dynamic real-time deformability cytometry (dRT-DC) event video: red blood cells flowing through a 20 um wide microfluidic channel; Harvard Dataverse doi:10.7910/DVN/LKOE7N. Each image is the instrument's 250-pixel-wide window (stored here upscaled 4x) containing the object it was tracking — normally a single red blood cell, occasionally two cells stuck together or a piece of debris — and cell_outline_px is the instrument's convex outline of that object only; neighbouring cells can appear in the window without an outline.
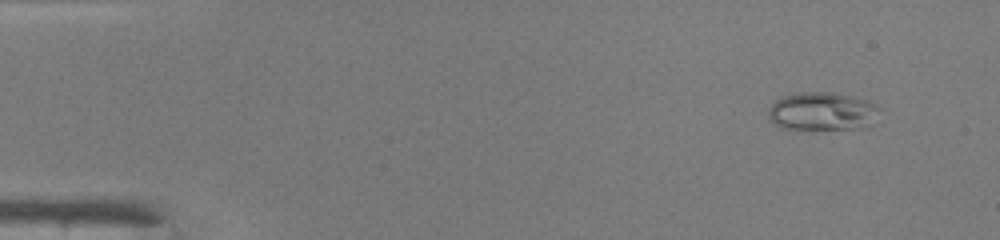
{"species": "common noctule bat (a hibernating species)", "species_latin": "Nyctalus noctula", "temperature_condition": "warm", "stored_images_in_passage": 45, "camera_frame_rate_fps": 3000, "um_per_image_px": 0.085, "animal": {"sex": "male", "body_mass_g": 19.0, "forearm_length_mm": 50.8}, "frame": {"image": 1, "passage_image": 1, "time_ms": 0.0, "image_size_px": [1000, 240], "cell_outline_px": [[872, 104], [852, 128], [788, 128], [772, 120], [768, 116], [768, 112], [772, 104], [776, 100], [784, 96], [808, 92], [828, 92], [860, 100]], "centroid_in_image_um": [69.49, 9.42], "position_along_channel_um": 15.5, "area_um2": 21.33}}
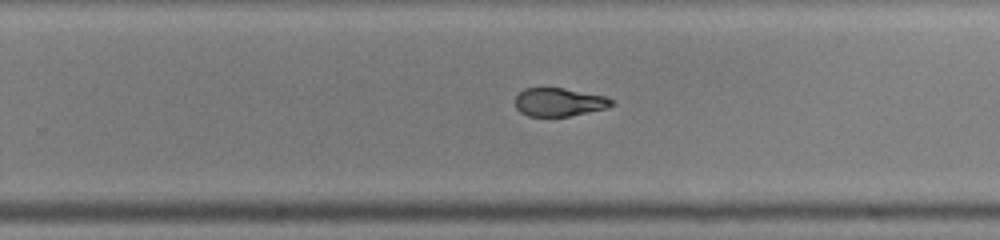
{"frame": {"image": 2, "passage_image": 28, "time_ms": 9.0, "image_size_px": [1000, 240], "cell_outline_px": [[612, 104], [608, 108], [568, 116], [528, 116], [520, 112], [516, 108], [516, 96], [524, 88], [564, 88], [604, 96], [612, 100]], "centroid_in_image_um": [47.5, 8.68], "position_along_channel_um": 282.3, "area_um2": 15.72}}
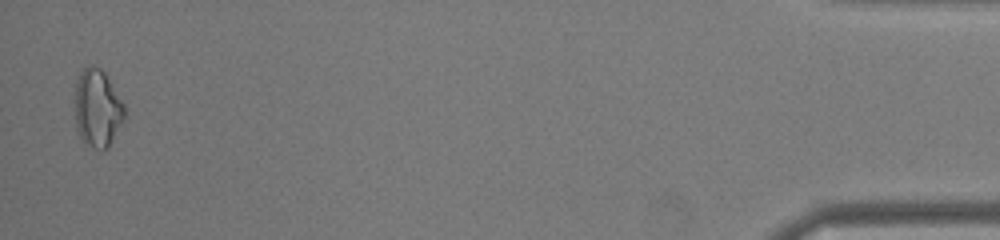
{"frame": {"image": 3, "passage_image": 44, "time_ms": 14.333, "image_size_px": [1000, 240], "cell_outline_px": [[124, 120], [108, 148], [92, 148], [84, 144], [76, 128], [76, 84], [80, 72], [84, 68], [100, 68], [104, 72], [124, 104]], "centroid_in_image_um": [8.29, 9.25], "position_along_channel_um": 426.9, "area_um2": 22.02}, "authors_computed_cell_mechanics": {"area_um2": 17.918, "velocity_mm_per_s": 4.278, "shape_relaxation_time_tau1_ms": null, "shape_relaxation_time_tau2_ms": 1.6035, "deformation_change_tau1": null, "deformation_change_tau2": 0.0712}}